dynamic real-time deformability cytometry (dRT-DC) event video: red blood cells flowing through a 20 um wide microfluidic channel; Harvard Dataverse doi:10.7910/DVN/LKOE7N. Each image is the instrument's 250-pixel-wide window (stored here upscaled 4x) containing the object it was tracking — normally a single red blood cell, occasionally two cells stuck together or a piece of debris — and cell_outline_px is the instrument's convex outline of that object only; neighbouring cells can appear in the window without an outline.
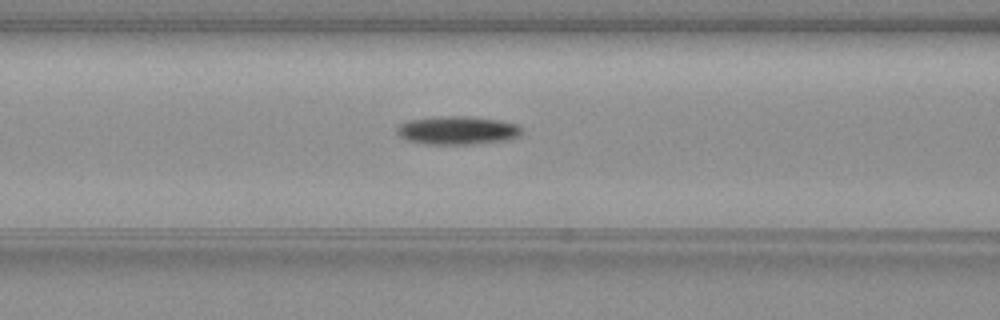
{"species": "common noctule bat (a hibernating species)", "species_latin": "Nyctalus noctula", "temperature_condition": "warm", "stored_images_in_passage": 48, "camera_frame_rate_fps": 3000, "um_per_image_px": 0.085, "animal": {"sex": "female", "body_mass_g": 19.3, "forearm_length_mm": 54.1}, "frame": {"image": 1, "passage_image": 16, "time_ms": 5.0, "image_size_px": [1000, 320], "cell_outline_px": [[520, 136], [508, 140], [468, 144], [424, 144], [404, 140], [396, 132], [396, 128], [400, 124], [408, 120], [444, 116], [468, 116], [500, 120], [516, 124], [520, 128]], "centroid_in_image_um": [38.84, 11.08], "position_along_channel_um": 127.8, "area_um2": 20.63}}
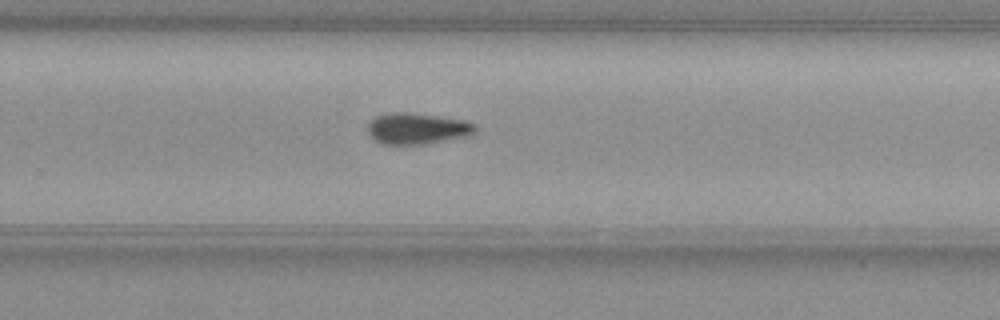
{"frame": {"image": 2, "passage_image": 29, "time_ms": 9.333, "image_size_px": [1000, 320], "cell_outline_px": [[476, 132], [468, 136], [428, 144], [380, 144], [368, 132], [368, 120], [376, 116], [392, 112], [408, 112], [464, 120], [476, 124]], "centroid_in_image_um": [35.47, 10.93], "position_along_channel_um": 294.3, "area_um2": 19.65}}
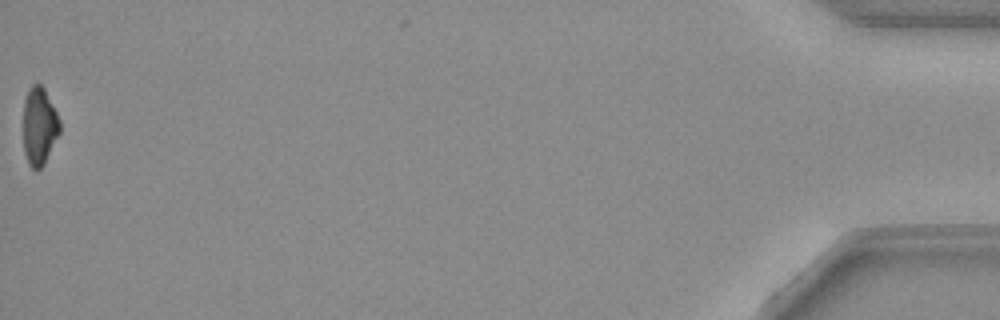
{"frame": {"image": 3, "passage_image": 48, "time_ms": 15.667, "image_size_px": [1000, 320], "cell_outline_px": [[60, 132], [44, 164], [36, 172], [28, 164], [24, 152], [24, 100], [28, 88], [32, 84], [40, 84], [44, 88], [60, 120]], "centroid_in_image_um": [3.33, 10.74], "position_along_channel_um": 431.9, "area_um2": 16.53}, "authors_computed_cell_mechanics": {"area_um2": 18.6694, "velocity_mm_per_s": 3.864, "shape_relaxation_time_tau1_ms": 4.7953, "shape_relaxation_time_tau2_ms": null, "deformation_change_tau1": 0.1579, "deformation_change_tau2": null}}